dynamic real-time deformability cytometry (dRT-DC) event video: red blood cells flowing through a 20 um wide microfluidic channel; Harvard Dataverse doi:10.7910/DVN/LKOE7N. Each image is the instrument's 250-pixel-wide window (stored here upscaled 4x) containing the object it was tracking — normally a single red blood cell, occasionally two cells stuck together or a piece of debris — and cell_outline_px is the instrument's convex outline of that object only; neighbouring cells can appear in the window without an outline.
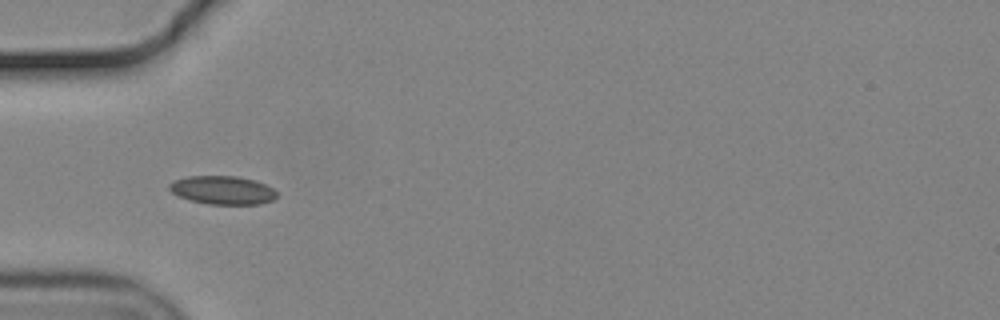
{"species": "common noctule bat (a hibernating species)", "species_latin": "Nyctalus noctula", "temperature_condition": "cold", "stored_images_in_passage": 38, "camera_frame_rate_fps": 3000, "um_per_image_px": 0.085, "animal": {"sex": "male", "body_mass_g": 19.2, "forearm_length_mm": 51.8}, "frame": {"image": 1, "passage_image": 1, "time_ms": 0.0, "image_size_px": [1000, 320], "cell_outline_px": [[276, 196], [272, 200], [260, 204], [208, 204], [188, 200], [172, 192], [168, 188], [168, 184], [172, 180], [188, 176], [236, 176], [256, 180], [272, 188], [276, 192]], "centroid_in_image_um": [18.88, 16.15], "position_along_channel_um": 66.1, "area_um2": 17.86}}
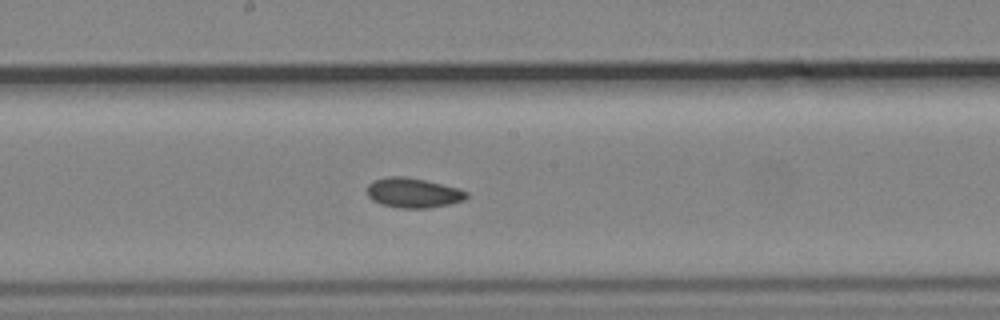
{"frame": {"image": 2, "passage_image": 13, "time_ms": 4.0, "image_size_px": [1000, 320], "cell_outline_px": [[468, 196], [464, 200], [448, 204], [428, 208], [400, 208], [380, 204], [372, 200], [368, 196], [368, 184], [376, 180], [388, 176], [408, 176], [460, 188], [468, 192]], "centroid_in_image_um": [35.14, 16.38], "position_along_channel_um": 213.1, "area_um2": 17.34}}
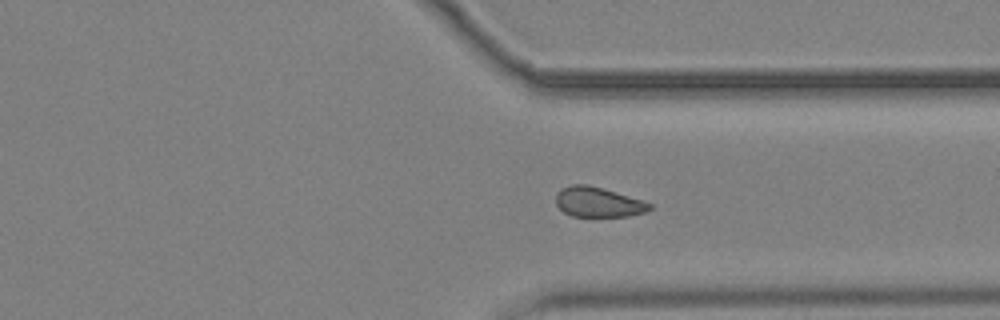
{"frame": {"image": 3, "passage_image": 25, "time_ms": 8.0, "image_size_px": [1000, 320], "cell_outline_px": [[652, 208], [648, 212], [628, 216], [572, 216], [564, 212], [556, 204], [556, 192], [560, 188], [572, 184], [588, 184], [604, 188], [644, 200], [652, 204]], "centroid_in_image_um": [50.87, 17.16], "position_along_channel_um": 360.5, "area_um2": 16.65}, "authors_computed_cell_mechanics": {"area_um2": 17.1666, "velocity_mm_per_s": 3.6863, "shape_relaxation_time_tau1_ms": null, "shape_relaxation_time_tau2_ms": 5.2029, "deformation_change_tau1": null, "deformation_change_tau2": 0.0927}}